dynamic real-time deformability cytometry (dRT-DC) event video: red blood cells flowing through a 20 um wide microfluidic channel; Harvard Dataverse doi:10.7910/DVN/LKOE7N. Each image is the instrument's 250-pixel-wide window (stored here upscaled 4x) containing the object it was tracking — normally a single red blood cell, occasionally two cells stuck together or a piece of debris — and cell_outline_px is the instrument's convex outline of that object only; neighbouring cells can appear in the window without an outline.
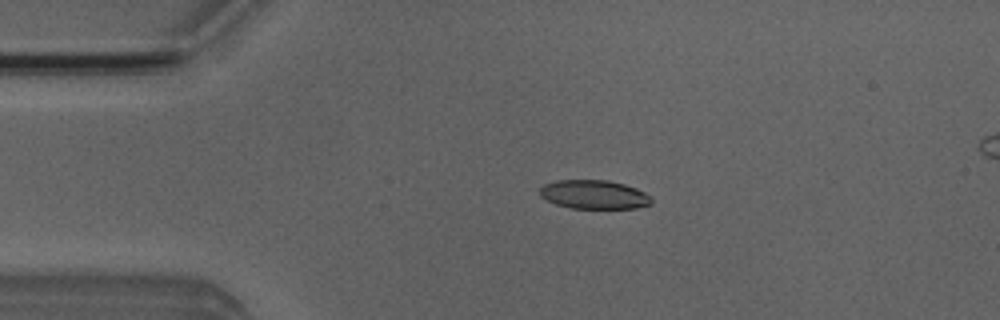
{"species": "Egyptian fruit bat (a non-hibernating species)", "species_latin": "Rousettus aegyptiacus", "temperature_condition": "room temperature", "stored_images_in_passage": 4, "camera_frame_rate_fps": 3000, "um_per_image_px": 0.085, "animal": {"sex": "male"}, "frame": {"image": 1, "passage_image": 2, "time_ms": 1.333, "image_size_px": [1000, 320], "cell_outline_px": [[652, 204], [636, 208], [572, 208], [556, 204], [540, 196], [540, 188], [544, 184], [556, 180], [608, 180], [624, 184], [636, 188], [652, 196]], "centroid_in_image_um": [50.52, 16.53], "position_along_channel_um": 34.5, "area_um2": 18.79}}